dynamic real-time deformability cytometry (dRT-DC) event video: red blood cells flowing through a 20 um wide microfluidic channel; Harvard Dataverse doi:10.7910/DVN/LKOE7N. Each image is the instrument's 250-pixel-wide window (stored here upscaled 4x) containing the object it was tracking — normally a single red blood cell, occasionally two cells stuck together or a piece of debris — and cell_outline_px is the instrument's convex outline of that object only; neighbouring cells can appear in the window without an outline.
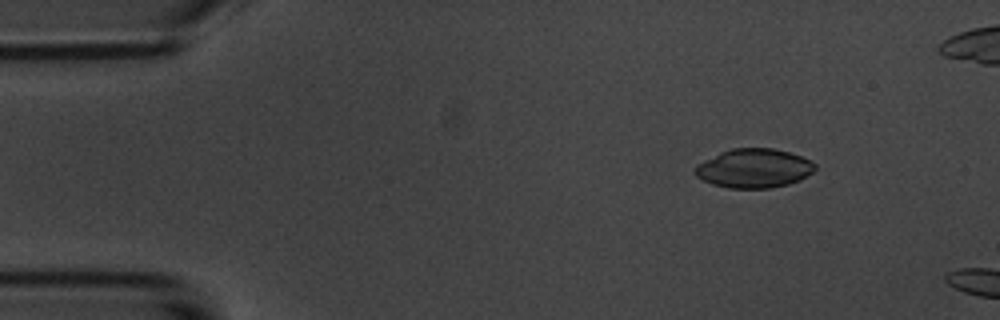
{"species": "common noctule bat (a hibernating species)", "species_latin": "Nyctalus noctula", "temperature_condition": "room temperature", "stored_images_in_passage": 7, "camera_frame_rate_fps": 3000, "um_per_image_px": 0.085, "animal": {"sex": "male", "body_mass_g": 20.1, "forearm_length_mm": 53.5}, "frame": {"image": 1, "passage_image": 3, "time_ms": 0.667, "image_size_px": [1000, 320], "cell_outline_px": [[816, 168], [812, 172], [800, 180], [788, 184], [768, 188], [728, 188], [712, 184], [696, 176], [692, 172], [692, 168], [696, 164], [720, 152], [732, 148], [772, 148], [788, 152], [800, 156], [816, 164]], "centroid_in_image_um": [64.03, 14.3], "position_along_channel_um": 21.0, "area_um2": 27.34}}